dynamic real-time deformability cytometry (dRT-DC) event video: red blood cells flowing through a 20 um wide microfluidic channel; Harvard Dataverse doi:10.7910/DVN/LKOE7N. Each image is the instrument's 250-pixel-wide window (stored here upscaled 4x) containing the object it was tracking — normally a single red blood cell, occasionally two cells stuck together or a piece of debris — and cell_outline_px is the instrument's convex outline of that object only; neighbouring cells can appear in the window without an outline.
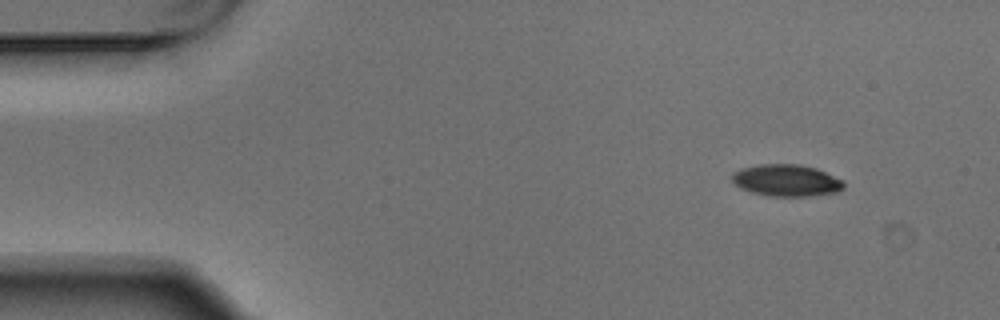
{"species": "Egyptian fruit bat (a non-hibernating species)", "species_latin": "Rousettus aegyptiacus", "temperature_condition": "warm", "stored_images_in_passage": 5, "camera_frame_rate_fps": 3000, "um_per_image_px": 0.085, "animal": {"sex": "male"}, "frame": {"image": 1, "passage_image": 1, "time_ms": 0.0, "image_size_px": [1000, 320], "cell_outline_px": [[844, 188], [836, 192], [808, 196], [772, 196], [752, 192], [740, 188], [732, 180], [732, 172], [740, 168], [756, 164], [800, 164], [816, 168], [844, 180]], "centroid_in_image_um": [66.84, 15.32], "position_along_channel_um": 18.2, "area_um2": 20.81}}
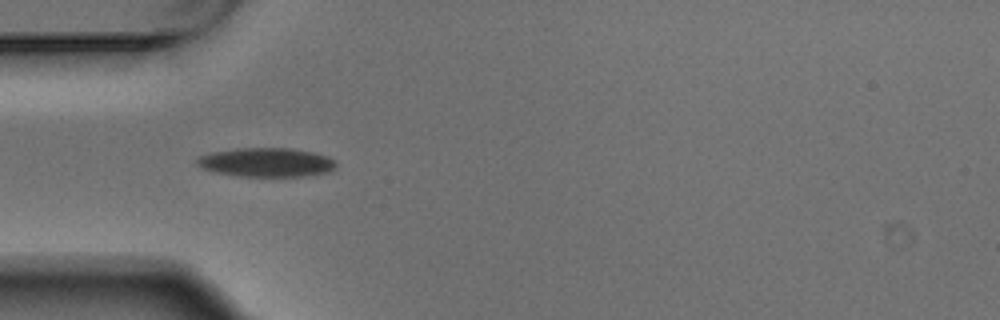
{"frame": {"image": 2, "passage_image": 4, "time_ms": 1.0, "image_size_px": [1000, 320], "cell_outline_px": [[336, 164], [328, 172], [304, 176], [240, 176], [216, 172], [204, 168], [196, 164], [196, 156], [212, 152], [236, 148], [292, 148], [316, 152], [328, 156], [336, 160]], "centroid_in_image_um": [22.65, 13.78], "position_along_channel_um": 62.4, "area_um2": 23.58}}
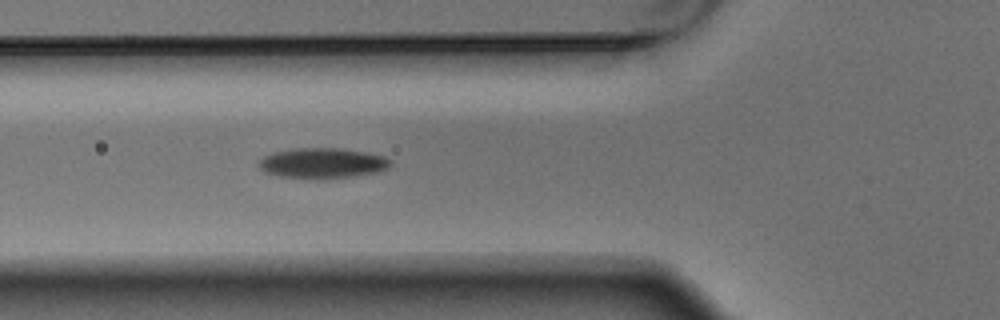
{"frame": {"image": 3, "passage_image": 5, "time_ms": 1.333, "image_size_px": [1000, 320], "cell_outline_px": [[392, 164], [388, 168], [380, 172], [356, 176], [316, 180], [280, 176], [264, 172], [256, 164], [264, 156], [272, 152], [292, 148], [340, 148], [368, 152], [384, 156], [392, 160]], "centroid_in_image_um": [27.43, 13.87], "position_along_channel_um": 98.4, "area_um2": 23.93}}